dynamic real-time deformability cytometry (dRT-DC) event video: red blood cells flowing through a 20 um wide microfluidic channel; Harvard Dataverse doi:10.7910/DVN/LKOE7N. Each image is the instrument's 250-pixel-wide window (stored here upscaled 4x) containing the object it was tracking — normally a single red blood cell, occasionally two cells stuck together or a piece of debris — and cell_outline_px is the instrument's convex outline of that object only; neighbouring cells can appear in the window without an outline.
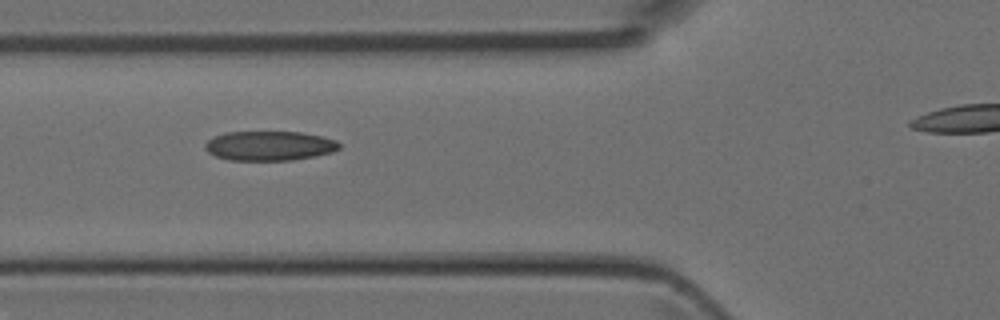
{"species": "Egyptian fruit bat (a non-hibernating species)", "species_latin": "Rousettus aegyptiacus", "temperature_condition": "room temperature", "stored_images_in_passage": 3, "camera_frame_rate_fps": 3000, "um_per_image_px": 0.085, "animal": {"sex": "female"}, "frame": {"image": 1, "passage_image": 3, "time_ms": 0.667, "image_size_px": [1000, 320], "cell_outline_px": [[340, 148], [332, 152], [316, 156], [292, 160], [228, 160], [216, 156], [208, 152], [204, 148], [204, 144], [212, 136], [224, 132], [300, 132], [320, 136], [336, 140], [340, 144]], "centroid_in_image_um": [22.87, 12.39], "position_along_channel_um": 102.9, "area_um2": 23.18}}